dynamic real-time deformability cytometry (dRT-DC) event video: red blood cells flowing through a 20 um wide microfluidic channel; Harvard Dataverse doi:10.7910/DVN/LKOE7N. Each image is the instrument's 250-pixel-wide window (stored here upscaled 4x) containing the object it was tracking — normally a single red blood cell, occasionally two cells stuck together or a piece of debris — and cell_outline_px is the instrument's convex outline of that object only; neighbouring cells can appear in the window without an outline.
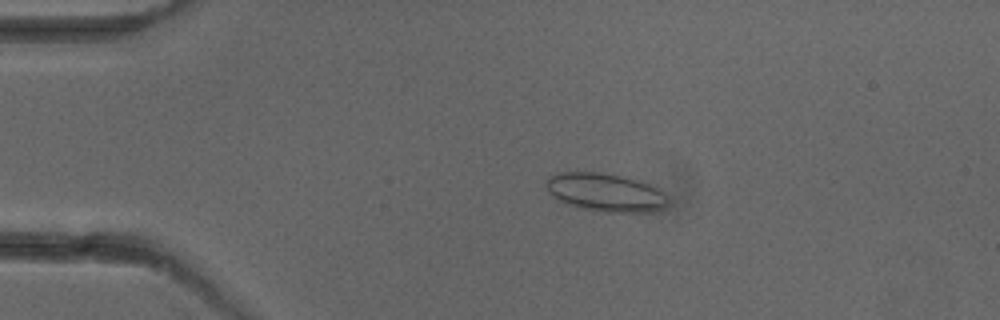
{"species": "common noctule bat (a hibernating species)", "species_latin": "Nyctalus noctula", "temperature_condition": "cold", "stored_images_in_passage": 5, "camera_frame_rate_fps": 3000, "um_per_image_px": 0.085, "animal": {"sex": "female"}, "frame": {"image": 1, "passage_image": 3, "time_ms": 2.333, "image_size_px": [1000, 320], "cell_outline_px": [[668, 200], [664, 208], [644, 212], [604, 212], [580, 208], [568, 204], [552, 196], [548, 192], [544, 184], [548, 176], [556, 172], [596, 172], [620, 176], [640, 180], [656, 184], [668, 196]], "centroid_in_image_um": [51.48, 16.34], "position_along_channel_um": 33.5, "area_um2": 27.57}}